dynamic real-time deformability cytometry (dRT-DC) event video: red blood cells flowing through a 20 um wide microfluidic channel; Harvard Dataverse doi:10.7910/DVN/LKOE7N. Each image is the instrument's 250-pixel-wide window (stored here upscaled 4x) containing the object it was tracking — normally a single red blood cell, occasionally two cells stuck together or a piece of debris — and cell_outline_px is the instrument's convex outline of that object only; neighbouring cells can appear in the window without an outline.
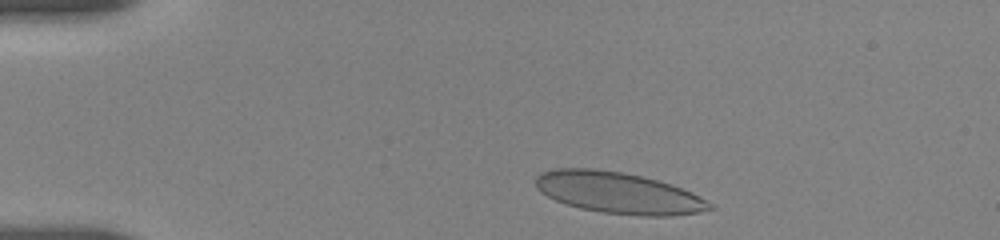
{"species": "human", "species_latin": "Homo sapiens", "temperature_condition": "room temperature", "stored_images_in_passage": 23, "camera_frame_rate_fps": 3000, "um_per_image_px": 0.085, "donor": {"sex": "female"}, "frame": {"image": 1, "passage_image": 3, "time_ms": 0.667, "image_size_px": [1000, 240], "cell_outline_px": [[716, 208], [700, 212], [672, 216], [644, 216], [600, 212], [580, 208], [564, 204], [540, 192], [536, 188], [536, 176], [540, 172], [552, 168], [592, 168], [620, 172], [640, 176], [672, 184], [692, 192], [712, 204]], "centroid_in_image_um": [52.54, 16.39], "position_along_channel_um": 32.5, "area_um2": 42.08}}
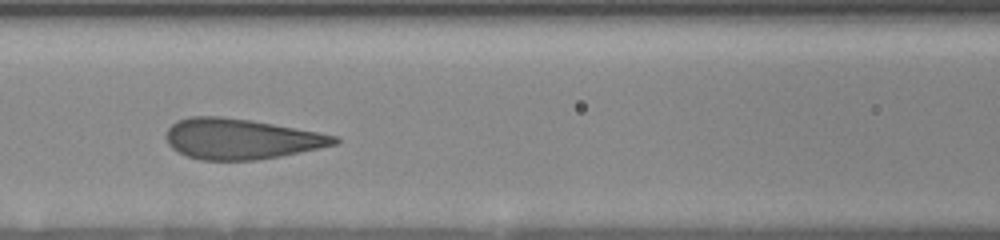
{"frame": {"image": 2, "passage_image": 18, "time_ms": 5.333, "image_size_px": [1000, 240], "cell_outline_px": [[340, 140], [336, 144], [300, 152], [280, 156], [256, 160], [200, 160], [188, 156], [172, 148], [168, 144], [164, 136], [168, 128], [176, 120], [192, 116], [224, 116], [252, 120], [340, 136]], "centroid_in_image_um": [20.46, 11.8], "position_along_channel_um": 146.1, "area_um2": 39.82}}
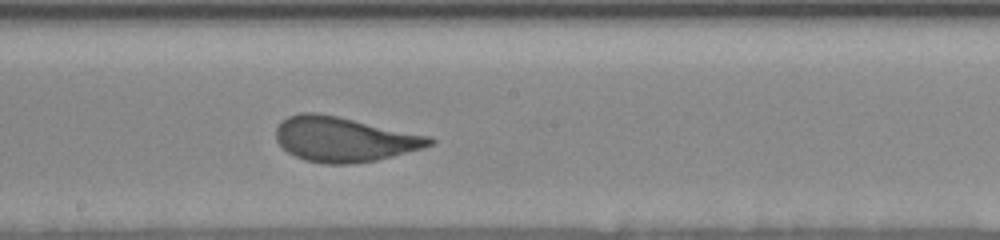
{"frame": {"image": 3, "passage_image": 23, "time_ms": 7.333, "image_size_px": [1000, 240], "cell_outline_px": [[436, 144], [392, 156], [376, 160], [352, 164], [324, 164], [304, 160], [288, 152], [276, 140], [276, 128], [280, 120], [288, 116], [300, 112], [312, 112], [336, 116], [432, 136], [436, 140]], "centroid_in_image_um": [29.25, 11.84], "position_along_channel_um": 219.0, "area_um2": 40.17}}